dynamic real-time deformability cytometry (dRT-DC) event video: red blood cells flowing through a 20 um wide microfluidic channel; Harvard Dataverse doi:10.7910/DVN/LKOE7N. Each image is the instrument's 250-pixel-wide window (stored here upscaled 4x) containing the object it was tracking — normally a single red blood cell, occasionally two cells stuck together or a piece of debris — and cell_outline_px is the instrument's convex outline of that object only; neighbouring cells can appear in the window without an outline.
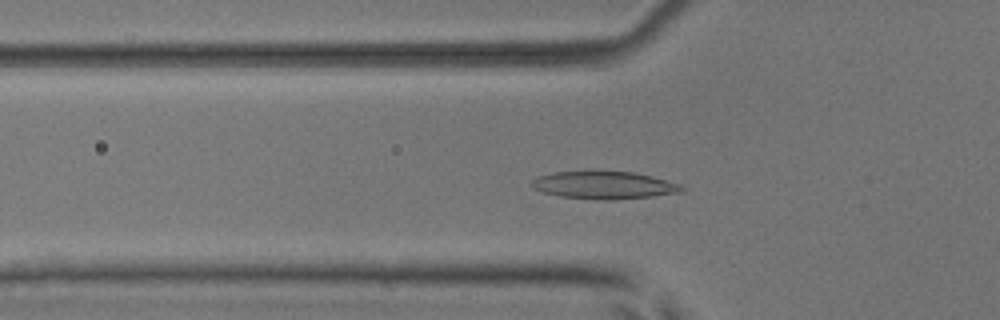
{"species": "common noctule bat (a hibernating species)", "species_latin": "Nyctalus noctula", "temperature_condition": "room temperature", "stored_images_in_passage": 54, "camera_frame_rate_fps": 3000, "um_per_image_px": 0.085, "animal": {"sex": "male", "body_mass_g": 17.9, "forearm_length_mm": 54.2}, "frame": {"image": 1, "passage_image": 19, "time_ms": 6.0, "image_size_px": [1000, 320], "cell_outline_px": [[684, 192], [652, 196], [608, 200], [560, 196], [544, 192], [532, 188], [528, 184], [536, 176], [556, 172], [632, 172], [652, 176], [680, 184], [684, 188]], "centroid_in_image_um": [51.33, 15.74], "position_along_channel_um": 74.5, "area_um2": 23.81}}
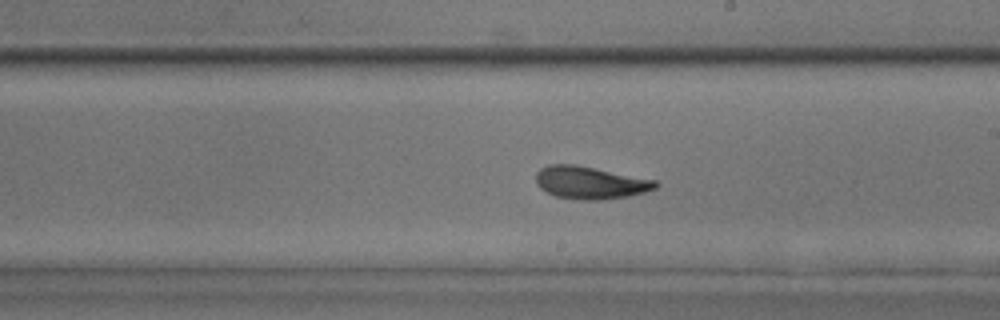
{"frame": {"image": 2, "passage_image": 32, "time_ms": 10.333, "image_size_px": [1000, 320], "cell_outline_px": [[660, 184], [656, 188], [644, 192], [628, 196], [600, 200], [584, 200], [556, 196], [540, 188], [536, 184], [536, 172], [540, 168], [548, 164], [576, 164], [656, 180]], "centroid_in_image_um": [50.16, 15.51], "position_along_channel_um": 238.8, "area_um2": 22.72}}
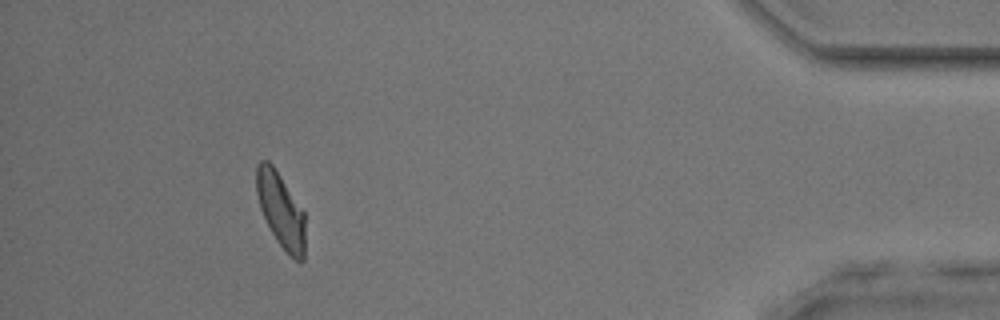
{"frame": {"image": 3, "passage_image": 50, "time_ms": 16.333, "image_size_px": [1000, 320], "cell_outline_px": [[304, 260], [300, 264], [276, 240], [260, 208], [256, 192], [256, 168], [260, 160], [268, 160], [272, 164], [304, 212]], "centroid_in_image_um": [23.85, 17.85], "position_along_channel_um": 411.3, "area_um2": 20.81}, "authors_computed_cell_mechanics": {"area_um2": 22.5709, "velocity_mm_per_s": 3.8012, "shape_relaxation_time_tau1_ms": 4.1972, "shape_relaxation_time_tau2_ms": 1.8222, "deformation_change_tau1": 0.1512, "deformation_change_tau2": 0.0903}}